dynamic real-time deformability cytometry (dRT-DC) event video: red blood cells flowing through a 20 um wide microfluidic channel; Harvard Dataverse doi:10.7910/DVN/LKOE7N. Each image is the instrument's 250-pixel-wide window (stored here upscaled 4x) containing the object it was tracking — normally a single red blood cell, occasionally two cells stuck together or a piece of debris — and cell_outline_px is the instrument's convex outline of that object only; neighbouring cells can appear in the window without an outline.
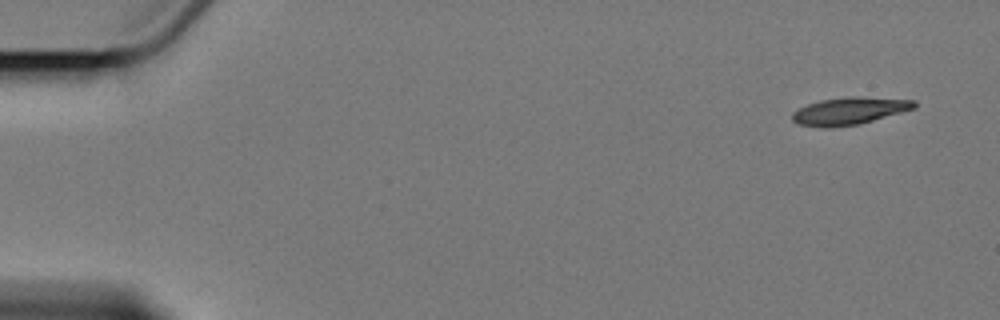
{"species": "Egyptian fruit bat (a non-hibernating species)", "species_latin": "Rousettus aegyptiacus", "temperature_condition": "cold", "stored_images_in_passage": 5, "camera_frame_rate_fps": 3000, "um_per_image_px": 0.085, "animal": {"sex": "female"}, "frame": {"image": 1, "passage_image": 1, "time_ms": 0.0, "image_size_px": [1000, 320], "cell_outline_px": [[916, 108], [872, 120], [856, 124], [800, 124], [792, 120], [792, 112], [808, 104], [820, 100], [852, 96], [856, 96], [916, 100]], "centroid_in_image_um": [72.29, 9.36], "position_along_channel_um": 12.7, "area_um2": 18.32}}
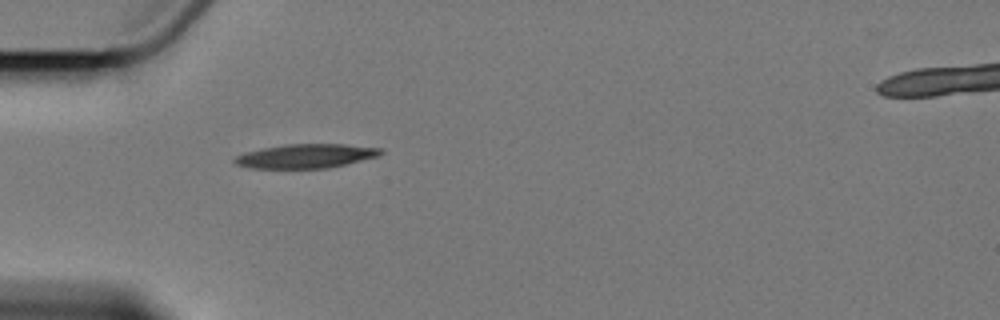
{"frame": {"image": 2, "passage_image": 5, "time_ms": 5.0, "image_size_px": [1000, 320], "cell_outline_px": [[384, 152], [376, 156], [344, 164], [324, 168], [252, 168], [236, 164], [232, 160], [236, 156], [244, 152], [264, 148], [288, 144], [344, 144], [380, 148]], "centroid_in_image_um": [25.95, 13.26], "position_along_channel_um": 59.0, "area_um2": 20.11}}